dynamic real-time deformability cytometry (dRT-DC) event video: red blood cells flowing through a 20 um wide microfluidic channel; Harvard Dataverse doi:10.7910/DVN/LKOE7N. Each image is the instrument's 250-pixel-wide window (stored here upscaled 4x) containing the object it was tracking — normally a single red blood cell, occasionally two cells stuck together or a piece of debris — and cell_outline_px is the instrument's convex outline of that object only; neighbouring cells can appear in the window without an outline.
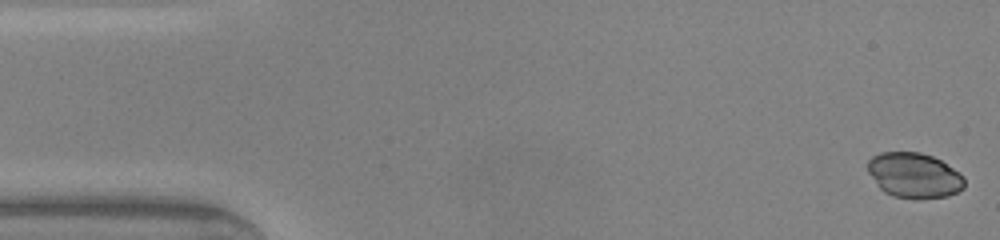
{"species": "common noctule bat (a hibernating species)", "species_latin": "Nyctalus noctula", "temperature_condition": "warm", "stored_images_in_passage": 11, "camera_frame_rate_fps": 3000, "um_per_image_px": 0.085, "animal": {"sex": "male", "body_mass_g": 20.0, "forearm_length_mm": 53.3}, "frame": {"image": 1, "passage_image": 1, "time_ms": 0.0, "image_size_px": [1000, 240], "cell_outline_px": [[964, 188], [948, 196], [892, 196], [884, 192], [880, 188], [868, 172], [868, 160], [872, 156], [880, 152], [920, 152], [932, 156], [940, 160], [960, 172], [964, 176]], "centroid_in_image_um": [77.7, 14.86], "position_along_channel_um": 7.3, "area_um2": 24.91}}
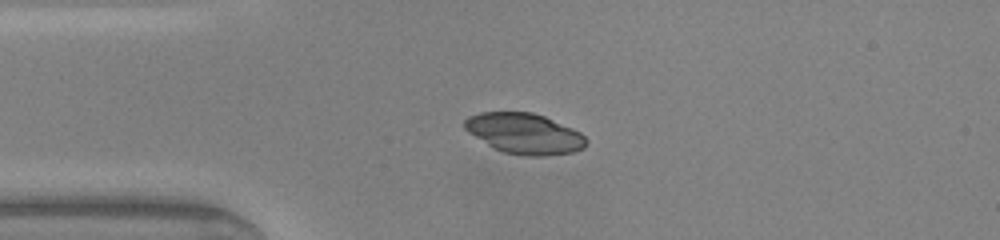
{"frame": {"image": 2, "passage_image": 11, "time_ms": 3.333, "image_size_px": [1000, 240], "cell_outline_px": [[588, 144], [584, 148], [572, 152], [544, 156], [528, 156], [504, 152], [488, 144], [468, 132], [464, 128], [464, 120], [468, 116], [480, 112], [532, 112], [544, 116], [572, 128], [580, 132], [588, 140]], "centroid_in_image_um": [44.59, 11.34], "position_along_channel_um": 40.4, "area_um2": 28.61}}